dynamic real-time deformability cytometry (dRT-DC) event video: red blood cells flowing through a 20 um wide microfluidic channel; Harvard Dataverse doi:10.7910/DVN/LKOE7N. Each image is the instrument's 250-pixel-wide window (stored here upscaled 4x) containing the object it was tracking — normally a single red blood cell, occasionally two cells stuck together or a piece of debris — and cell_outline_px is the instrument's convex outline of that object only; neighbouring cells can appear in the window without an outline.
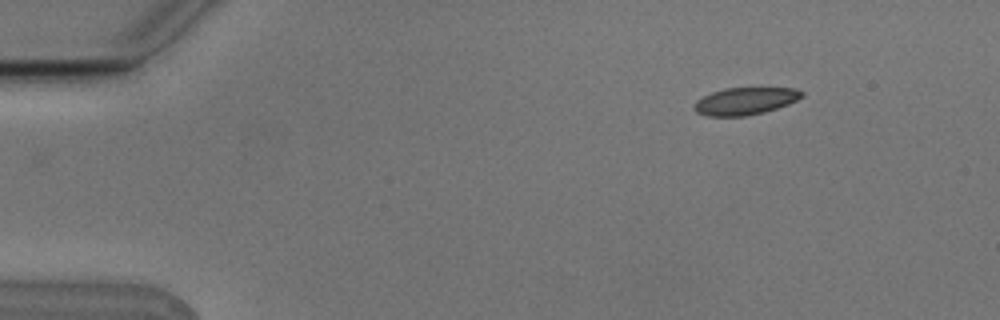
{"species": "Egyptian fruit bat (a non-hibernating species)", "species_latin": "Rousettus aegyptiacus", "temperature_condition": "cold", "stored_images_in_passage": 7, "camera_frame_rate_fps": 3000, "um_per_image_px": 0.085, "animal": {"sex": "male"}, "frame": {"image": 1, "passage_image": 1, "time_ms": 0.0, "image_size_px": [1000, 320], "cell_outline_px": [[804, 96], [788, 104], [764, 112], [744, 116], [708, 116], [696, 112], [696, 100], [712, 92], [724, 88], [796, 88], [804, 92]], "centroid_in_image_um": [63.37, 8.58], "position_along_channel_um": 21.6, "area_um2": 16.94}}
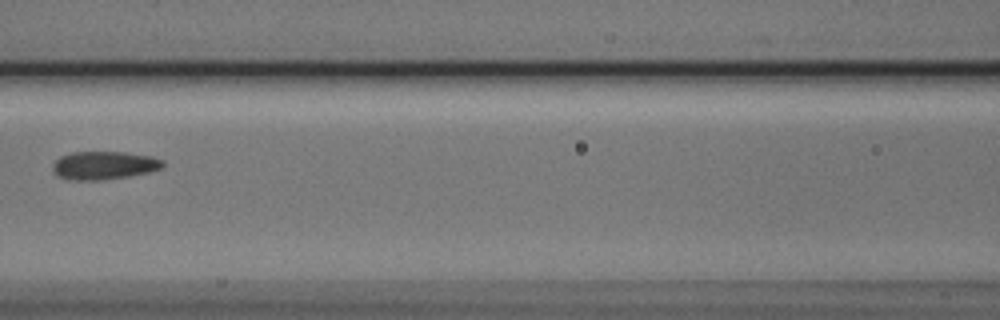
{"frame": {"image": 2, "passage_image": 6, "time_ms": 1.667, "image_size_px": [1000, 320], "cell_outline_px": [[164, 164], [160, 168], [148, 172], [128, 176], [100, 180], [64, 180], [56, 176], [52, 168], [52, 164], [60, 156], [72, 152], [124, 152], [152, 156], [164, 160]], "centroid_in_image_um": [8.79, 14.06], "position_along_channel_um": 157.8, "area_um2": 18.21}}
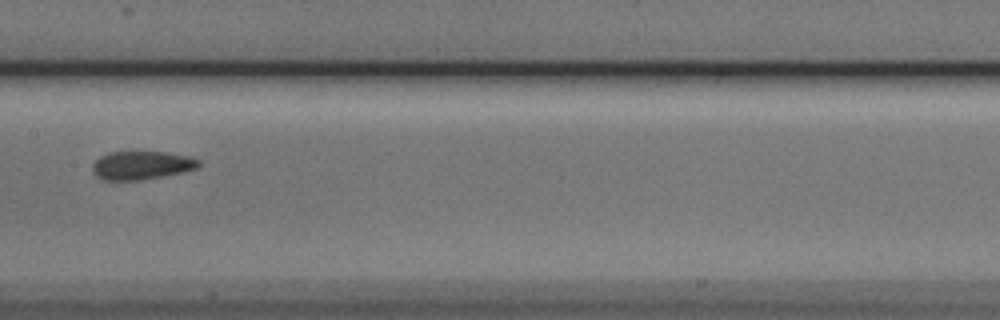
{"frame": {"image": 3, "passage_image": 7, "time_ms": 2.0, "image_size_px": [1000, 320], "cell_outline_px": [[200, 164], [196, 168], [184, 172], [140, 180], [100, 180], [92, 172], [92, 164], [100, 156], [108, 152], [164, 152], [192, 156], [200, 160]], "centroid_in_image_um": [12.02, 14.05], "position_along_channel_um": 195.4, "area_um2": 17.74}}